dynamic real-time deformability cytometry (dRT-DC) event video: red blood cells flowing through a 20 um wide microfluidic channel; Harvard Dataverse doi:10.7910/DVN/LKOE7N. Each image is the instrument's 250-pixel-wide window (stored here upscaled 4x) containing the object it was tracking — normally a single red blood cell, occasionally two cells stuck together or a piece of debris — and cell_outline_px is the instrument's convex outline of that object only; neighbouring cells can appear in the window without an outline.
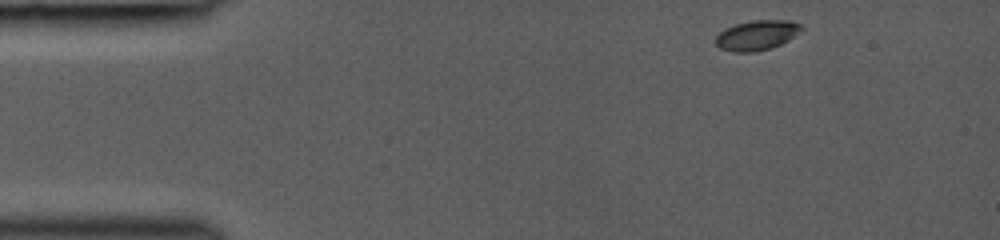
{"species": "common noctule bat (a hibernating species)", "species_latin": "Nyctalus noctula", "temperature_condition": "room temperature", "stored_images_in_passage": 9, "camera_frame_rate_fps": 3000, "um_per_image_px": 0.085, "animal": {"sex": "female", "body_mass_g": 19.0, "forearm_length_mm": 53.3}, "frame": {"image": 1, "passage_image": 1, "time_ms": 0.0, "image_size_px": [1000, 240], "cell_outline_px": [[804, 28], [800, 32], [788, 40], [772, 48], [752, 52], [736, 52], [720, 48], [716, 44], [716, 36], [724, 28], [736, 24], [752, 20], [788, 20], [800, 24]], "centroid_in_image_um": [64.34, 2.99], "position_along_channel_um": 20.7, "area_um2": 14.91}}
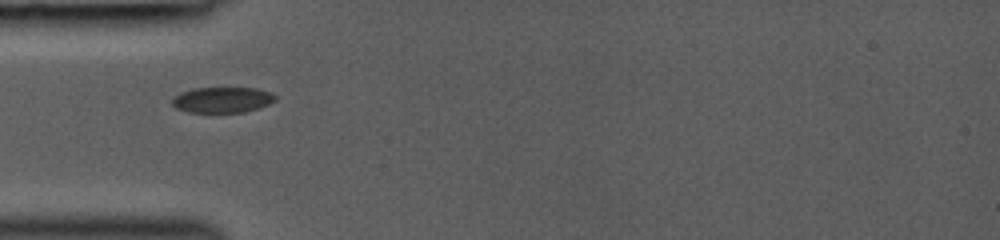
{"frame": {"image": 2, "passage_image": 7, "time_ms": 3.0, "image_size_px": [1000, 240], "cell_outline_px": [[276, 100], [268, 104], [244, 112], [188, 112], [176, 108], [172, 104], [172, 100], [180, 92], [192, 88], [256, 88], [268, 92], [276, 96]], "centroid_in_image_um": [18.87, 8.48], "position_along_channel_um": 66.1, "area_um2": 15.26}}